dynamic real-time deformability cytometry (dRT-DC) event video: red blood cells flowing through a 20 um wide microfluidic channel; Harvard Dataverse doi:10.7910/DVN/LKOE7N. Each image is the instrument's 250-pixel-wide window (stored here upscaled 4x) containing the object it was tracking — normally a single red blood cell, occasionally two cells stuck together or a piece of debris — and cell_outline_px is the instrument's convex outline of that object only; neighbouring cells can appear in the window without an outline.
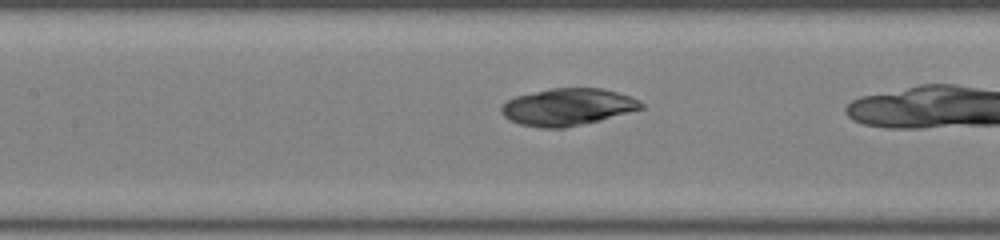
{"species": "common noctule bat (a hibernating species)", "species_latin": "Nyctalus noctula", "temperature_condition": "room temperature", "stored_images_in_passage": 15, "camera_frame_rate_fps": 3000, "um_per_image_px": 0.085, "animal": {"sex": "female", "body_mass_g": 22.0, "forearm_length_mm": 56.7}, "frame": {"image": 1, "passage_image": 7, "time_ms": 2.0, "image_size_px": [1000, 240], "cell_outline_px": [[644, 108], [600, 120], [564, 128], [540, 128], [520, 124], [508, 120], [500, 112], [500, 108], [508, 100], [516, 96], [552, 88], [604, 88], [632, 96], [640, 100], [644, 104]], "centroid_in_image_um": [48.27, 9.09], "position_along_channel_um": 159.1, "area_um2": 30.29}}
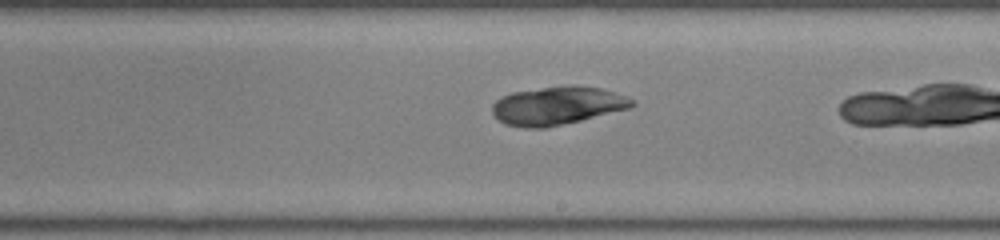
{"frame": {"image": 2, "passage_image": 13, "time_ms": 4.0, "image_size_px": [1000, 240], "cell_outline_px": [[636, 104], [632, 108], [580, 120], [544, 128], [524, 128], [504, 124], [492, 112], [492, 104], [496, 100], [512, 92], [572, 84], [600, 88], [636, 100]], "centroid_in_image_um": [47.39, 8.98], "position_along_channel_um": 241.6, "area_um2": 31.04}}